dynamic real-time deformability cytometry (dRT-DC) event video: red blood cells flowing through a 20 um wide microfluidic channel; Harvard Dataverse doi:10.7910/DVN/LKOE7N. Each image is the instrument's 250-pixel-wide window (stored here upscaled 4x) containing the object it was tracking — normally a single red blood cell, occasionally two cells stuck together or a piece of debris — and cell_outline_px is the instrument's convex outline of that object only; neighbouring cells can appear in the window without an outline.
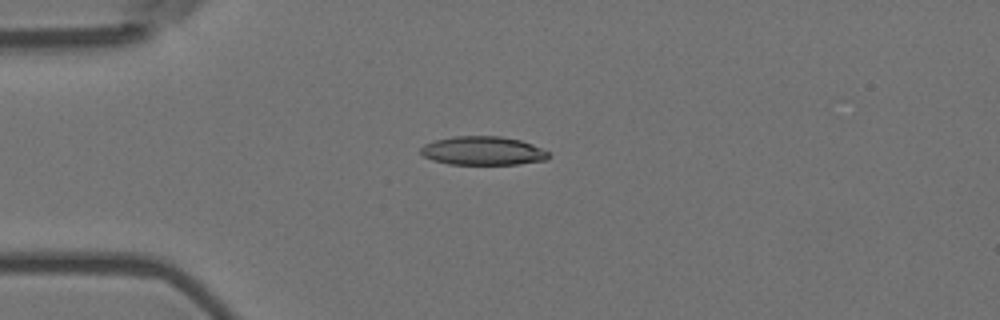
{"species": "Egyptian fruit bat (a non-hibernating species)", "species_latin": "Rousettus aegyptiacus", "temperature_condition": "room temperature", "stored_images_in_passage": 7, "camera_frame_rate_fps": 3000, "um_per_image_px": 0.085, "animal": {"sex": "female"}, "frame": {"image": 1, "passage_image": 4, "time_ms": 1.0, "image_size_px": [1000, 320], "cell_outline_px": [[548, 160], [516, 164], [448, 164], [432, 160], [424, 156], [420, 152], [420, 148], [424, 144], [436, 140], [452, 136], [500, 136], [520, 140], [532, 144], [548, 152]], "centroid_in_image_um": [41.02, 12.81], "position_along_channel_um": 44.0, "area_um2": 21.33}}
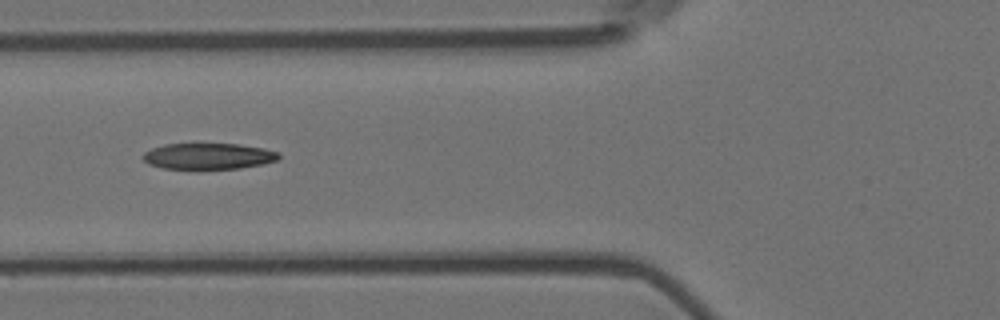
{"frame": {"image": 2, "passage_image": 6, "time_ms": 1.667, "image_size_px": [1000, 320], "cell_outline_px": [[280, 156], [276, 160], [260, 164], [240, 168], [164, 168], [148, 164], [140, 156], [144, 152], [152, 148], [164, 144], [240, 144], [264, 148], [280, 152]], "centroid_in_image_um": [17.69, 13.26], "position_along_channel_um": 108.1, "area_um2": 20.46}}
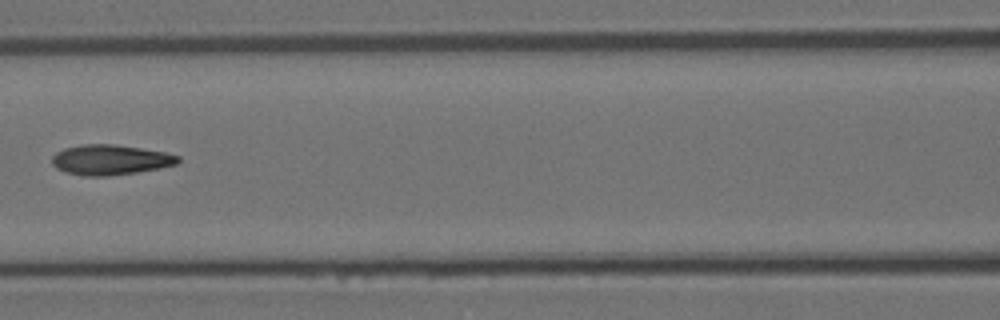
{"frame": {"image": 3, "passage_image": 7, "time_ms": 2.0, "image_size_px": [1000, 320], "cell_outline_px": [[180, 160], [176, 164], [160, 168], [136, 172], [108, 176], [84, 176], [64, 172], [56, 168], [52, 164], [52, 156], [56, 152], [64, 148], [84, 144], [112, 144], [140, 148], [164, 152], [180, 156]], "centroid_in_image_um": [9.35, 13.59], "position_along_channel_um": 157.3, "area_um2": 22.14}}